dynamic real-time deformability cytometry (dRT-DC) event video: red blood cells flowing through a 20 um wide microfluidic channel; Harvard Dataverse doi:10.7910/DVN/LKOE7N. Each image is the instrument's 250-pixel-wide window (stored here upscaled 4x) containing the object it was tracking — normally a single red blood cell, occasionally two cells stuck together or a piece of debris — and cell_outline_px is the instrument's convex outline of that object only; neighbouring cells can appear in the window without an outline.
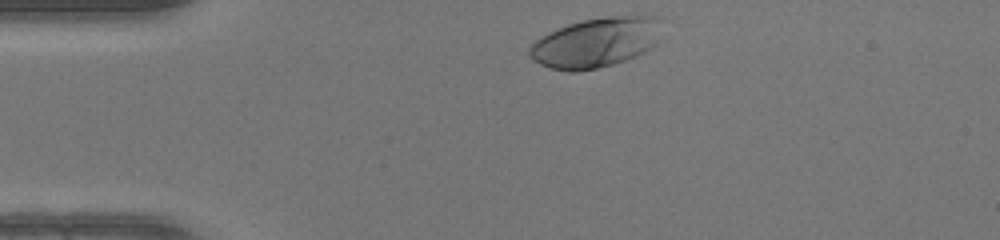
{"species": "human", "species_latin": "Homo sapiens", "temperature_condition": "warm", "stored_images_in_passage": 31, "camera_frame_rate_fps": 3000, "um_per_image_px": 0.085, "donor": {"sex": "female"}, "frame": {"image": 1, "passage_image": 1, "time_ms": 0.0, "image_size_px": [1000, 240], "cell_outline_px": [[660, 16], [656, 44], [644, 52], [636, 56], [612, 64], [596, 68], [576, 72], [568, 72], [552, 68], [540, 64], [528, 52], [528, 48], [536, 40], [548, 32], [556, 28], [568, 24], [584, 20], [608, 16]], "centroid_in_image_um": [50.63, 3.61], "position_along_channel_um": 34.4, "area_um2": 37.97}}
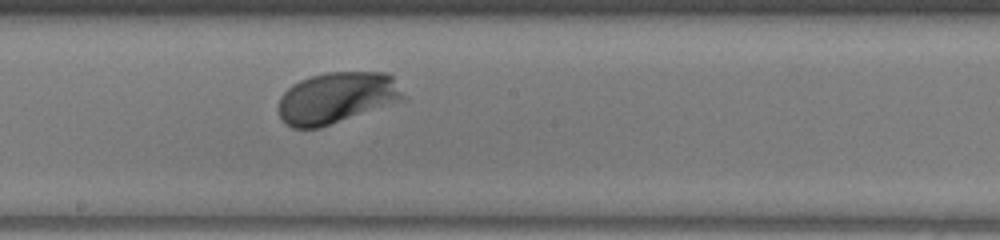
{"frame": {"image": 2, "passage_image": 18, "time_ms": 5.667, "image_size_px": [1000, 240], "cell_outline_px": [[408, 100], [320, 128], [292, 128], [284, 124], [280, 120], [276, 108], [280, 96], [292, 84], [300, 80], [312, 76], [328, 72], [388, 72], [392, 76], [408, 96]], "centroid_in_image_um": [28.65, 8.33], "position_along_channel_um": 219.5, "area_um2": 38.38}}
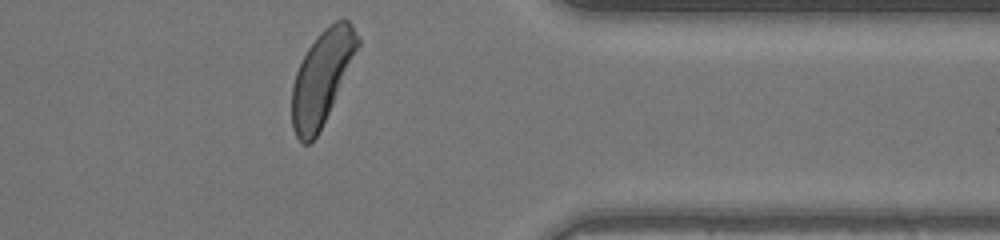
{"frame": {"image": 3, "passage_image": 31, "time_ms": 10.0, "image_size_px": [1000, 240], "cell_outline_px": [[360, 44], [332, 104], [316, 136], [308, 144], [304, 144], [296, 136], [292, 128], [292, 84], [296, 72], [308, 48], [316, 36], [328, 24], [336, 20], [348, 20], [352, 24], [360, 40]], "centroid_in_image_um": [27.34, 6.55], "position_along_channel_um": 384.1, "area_um2": 35.03}, "authors_computed_cell_mechanics": {"area_um2": 36.6452, "velocity_mm_per_s": 4.1161, "shape_relaxation_time_tau1_ms": 1.0281, "shape_relaxation_time_tau2_ms": 4.3644, "deformation_change_tau1": 0.1204, "deformation_change_tau2": 0.0842}}